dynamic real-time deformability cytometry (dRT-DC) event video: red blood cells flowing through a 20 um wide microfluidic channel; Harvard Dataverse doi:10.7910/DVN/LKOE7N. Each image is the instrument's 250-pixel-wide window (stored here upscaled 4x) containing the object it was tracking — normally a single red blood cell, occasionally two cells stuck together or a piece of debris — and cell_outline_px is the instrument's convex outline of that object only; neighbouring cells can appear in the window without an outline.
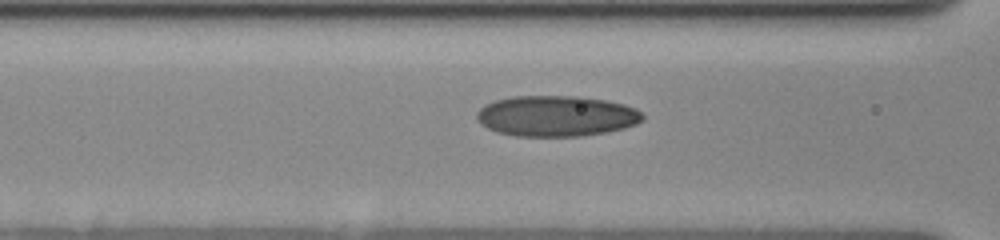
{"species": "human", "species_latin": "Homo sapiens", "temperature_condition": "cold", "stored_images_in_passage": 31, "camera_frame_rate_fps": 3000, "um_per_image_px": 0.085, "donor": {"sex": "female"}, "frame": {"image": 1, "passage_image": 16, "time_ms": 4.667, "image_size_px": [1000, 240], "cell_outline_px": [[644, 120], [636, 124], [624, 128], [608, 132], [580, 136], [516, 136], [496, 132], [480, 124], [476, 116], [476, 112], [484, 104], [496, 100], [512, 96], [580, 96], [604, 100], [624, 104], [636, 108], [644, 116]], "centroid_in_image_um": [47.28, 9.86], "position_along_channel_um": 119.3, "area_um2": 39.65}}
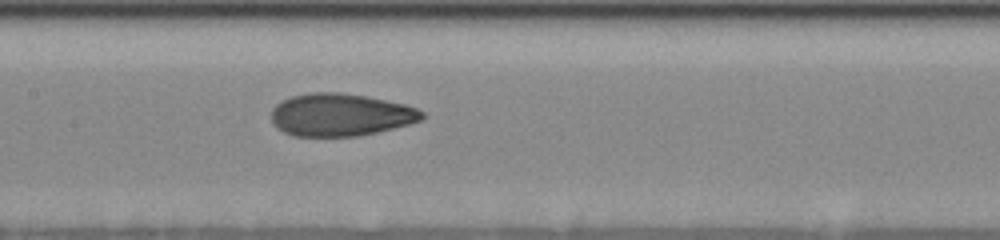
{"frame": {"image": 2, "passage_image": 21, "time_ms": 6.333, "image_size_px": [1000, 240], "cell_outline_px": [[424, 116], [420, 120], [408, 124], [376, 132], [356, 136], [296, 136], [284, 132], [272, 120], [272, 108], [280, 100], [292, 96], [308, 92], [340, 92], [364, 96], [404, 104], [416, 108], [424, 112]], "centroid_in_image_um": [28.92, 9.74], "position_along_channel_um": 178.5, "area_um2": 37.05}}
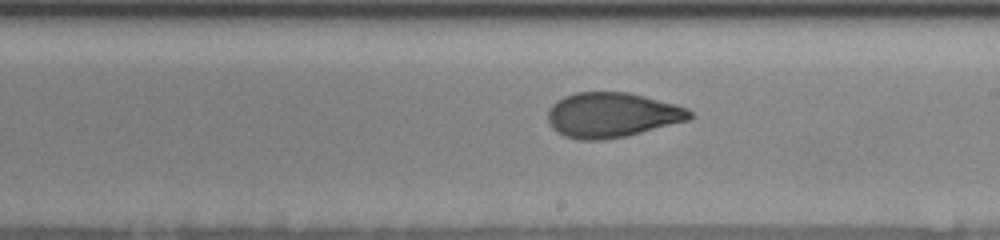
{"frame": {"image": 3, "passage_image": 26, "time_ms": 8.0, "image_size_px": [1000, 240], "cell_outline_px": [[692, 116], [688, 120], [624, 136], [600, 140], [580, 140], [564, 136], [552, 128], [548, 124], [548, 112], [552, 104], [556, 100], [564, 96], [576, 92], [628, 92], [676, 104], [688, 108], [692, 112]], "centroid_in_image_um": [51.98, 9.76], "position_along_channel_um": 237.0, "area_um2": 36.99}}